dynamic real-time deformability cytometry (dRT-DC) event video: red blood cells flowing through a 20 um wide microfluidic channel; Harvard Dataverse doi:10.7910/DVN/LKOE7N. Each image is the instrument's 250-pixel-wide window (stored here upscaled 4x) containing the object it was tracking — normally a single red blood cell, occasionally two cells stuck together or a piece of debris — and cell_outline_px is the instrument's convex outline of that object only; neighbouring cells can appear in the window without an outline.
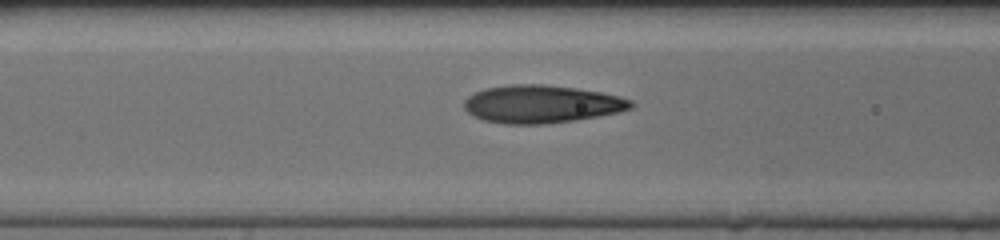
{"species": "human", "species_latin": "Homo sapiens", "temperature_condition": "cold", "stored_images_in_passage": 28, "camera_frame_rate_fps": 3000, "um_per_image_px": 0.085, "donor": {"sex": "female"}, "frame": {"image": 1, "passage_image": 10, "time_ms": 3.0, "image_size_px": [1000, 240], "cell_outline_px": [[632, 108], [616, 112], [596, 116], [572, 120], [540, 124], [504, 124], [484, 120], [468, 112], [464, 108], [464, 100], [468, 96], [484, 88], [512, 84], [544, 84], [576, 88], [600, 92], [620, 96], [632, 100]], "centroid_in_image_um": [46.0, 8.83], "position_along_channel_um": 120.6, "area_um2": 36.47}}
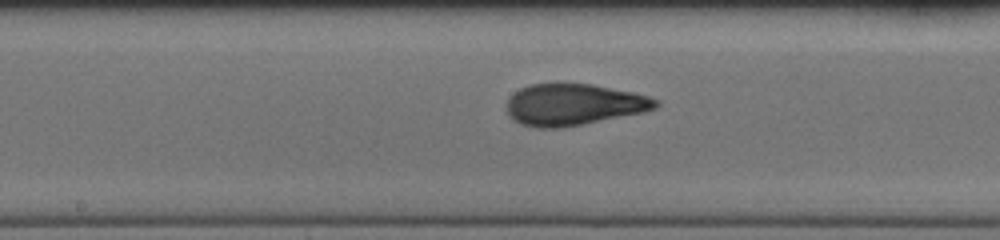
{"frame": {"image": 2, "passage_image": 16, "time_ms": 5.0, "image_size_px": [1000, 240], "cell_outline_px": [[660, 104], [656, 108], [644, 112], [560, 128], [540, 128], [520, 124], [512, 120], [508, 116], [508, 96], [520, 88], [528, 84], [556, 80], [592, 84], [632, 92], [648, 96], [660, 100]], "centroid_in_image_um": [48.72, 8.84], "position_along_channel_um": 199.5, "area_um2": 36.93}}
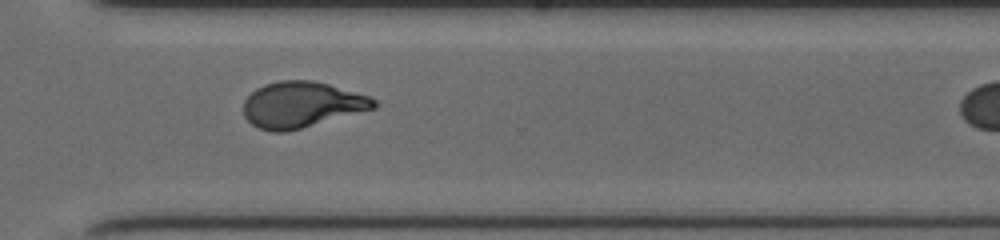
{"frame": {"image": 3, "passage_image": 27, "time_ms": 8.667, "image_size_px": [1000, 240], "cell_outline_px": [[380, 104], [376, 108], [300, 128], [284, 132], [272, 132], [260, 128], [252, 124], [244, 116], [244, 100], [256, 88], [264, 84], [280, 80], [312, 80], [328, 84], [368, 96], [376, 100]], "centroid_in_image_um": [25.63, 8.89], "position_along_channel_um": 345.0, "area_um2": 34.62}}